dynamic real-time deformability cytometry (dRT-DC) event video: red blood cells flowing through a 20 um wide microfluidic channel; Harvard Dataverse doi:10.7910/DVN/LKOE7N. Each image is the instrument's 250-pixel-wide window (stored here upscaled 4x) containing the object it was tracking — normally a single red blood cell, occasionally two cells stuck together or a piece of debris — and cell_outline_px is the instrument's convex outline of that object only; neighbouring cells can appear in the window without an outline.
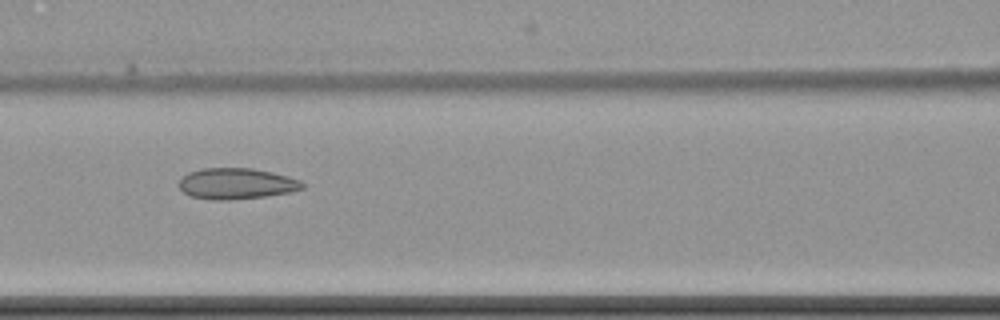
{"species": "common noctule bat (a hibernating species)", "species_latin": "Nyctalus noctula", "temperature_condition": "cold", "stored_images_in_passage": 12, "camera_frame_rate_fps": 3000, "um_per_image_px": 0.085, "animal": {"sex": "female", "body_mass_g": 22.7, "forearm_length_mm": 54.2}, "frame": {"image": 1, "passage_image": 4, "time_ms": 4.667, "image_size_px": [1000, 320], "cell_outline_px": [[308, 184], [304, 188], [292, 192], [264, 196], [232, 200], [212, 200], [192, 196], [184, 192], [180, 188], [180, 180], [188, 172], [200, 168], [252, 168], [272, 172], [288, 176], [300, 180]], "centroid_in_image_um": [20.15, 15.6], "position_along_channel_um": 146.5, "area_um2": 22.43}}
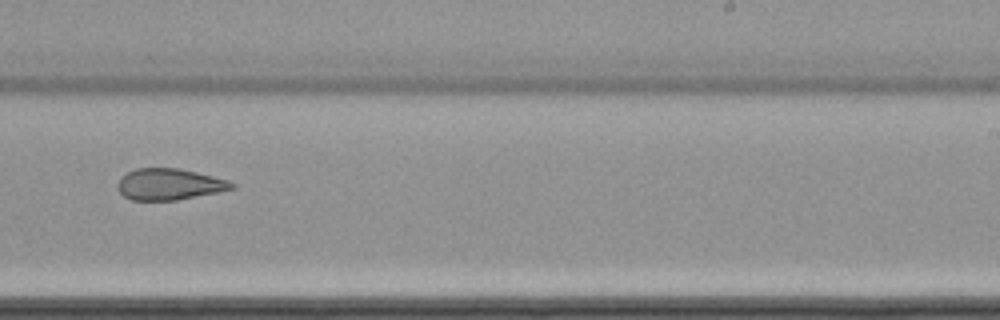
{"frame": {"image": 2, "passage_image": 7, "time_ms": 8.333, "image_size_px": [1000, 320], "cell_outline_px": [[236, 188], [220, 192], [176, 200], [132, 200], [124, 196], [116, 188], [116, 184], [120, 176], [136, 168], [180, 168], [228, 180], [236, 184]], "centroid_in_image_um": [14.38, 15.66], "position_along_channel_um": 274.6, "area_um2": 21.04}}
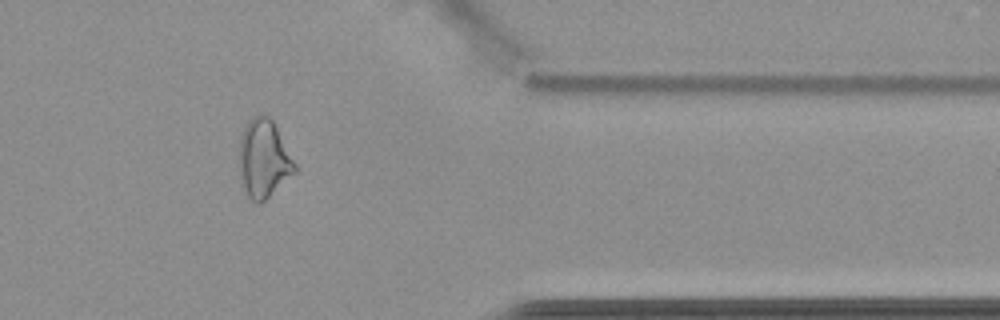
{"frame": {"image": 3, "passage_image": 10, "time_ms": 12.0, "image_size_px": [1000, 320], "cell_outline_px": [[296, 172], [260, 204], [256, 204], [248, 196], [244, 188], [240, 176], [240, 136], [248, 120], [252, 116], [268, 116], [272, 120], [296, 164]], "centroid_in_image_um": [22.41, 13.51], "position_along_channel_um": 389.0, "area_um2": 24.91}, "authors_computed_cell_mechanics": {"area_um2": 21.9929, "velocity_mm_per_s": 3.5172, "shape_relaxation_time_tau1_ms": null, "shape_relaxation_time_tau2_ms": 3.7526, "deformation_change_tau1": null, "deformation_change_tau2": 0.0733}}